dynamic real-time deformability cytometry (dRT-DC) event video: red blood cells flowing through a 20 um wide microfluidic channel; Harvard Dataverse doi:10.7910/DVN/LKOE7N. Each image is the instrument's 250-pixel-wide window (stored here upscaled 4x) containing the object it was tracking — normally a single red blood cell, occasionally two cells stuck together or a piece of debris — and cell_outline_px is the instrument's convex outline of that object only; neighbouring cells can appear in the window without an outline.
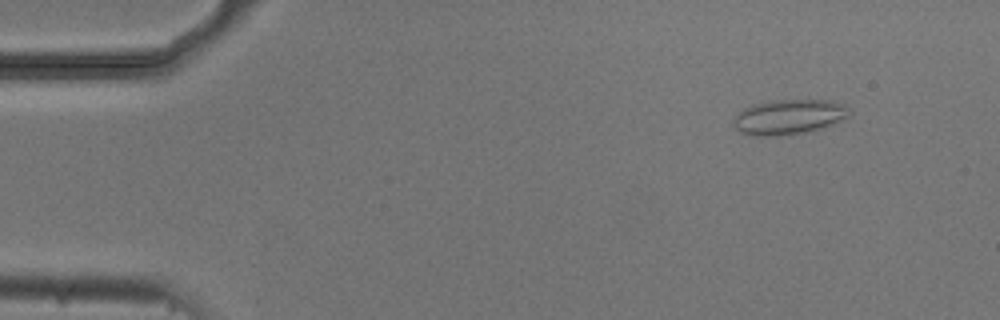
{"species": "common noctule bat (a hibernating species)", "species_latin": "Nyctalus noctula", "temperature_condition": "cold", "stored_images_in_passage": 4, "camera_frame_rate_fps": 3000, "um_per_image_px": 0.085, "animal": {"sex": "male", "body_mass_g": 20.5, "forearm_length_mm": 52.5}, "frame": {"image": 1, "passage_image": 2, "time_ms": 0.333, "image_size_px": [1000, 320], "cell_outline_px": [[848, 116], [832, 124], [820, 128], [804, 132], [776, 136], [752, 136], [740, 132], [732, 124], [732, 120], [744, 108], [752, 104], [772, 100], [832, 100], [844, 104], [848, 108]], "centroid_in_image_um": [67.0, 9.93], "position_along_channel_um": 18.0, "area_um2": 23.52}}